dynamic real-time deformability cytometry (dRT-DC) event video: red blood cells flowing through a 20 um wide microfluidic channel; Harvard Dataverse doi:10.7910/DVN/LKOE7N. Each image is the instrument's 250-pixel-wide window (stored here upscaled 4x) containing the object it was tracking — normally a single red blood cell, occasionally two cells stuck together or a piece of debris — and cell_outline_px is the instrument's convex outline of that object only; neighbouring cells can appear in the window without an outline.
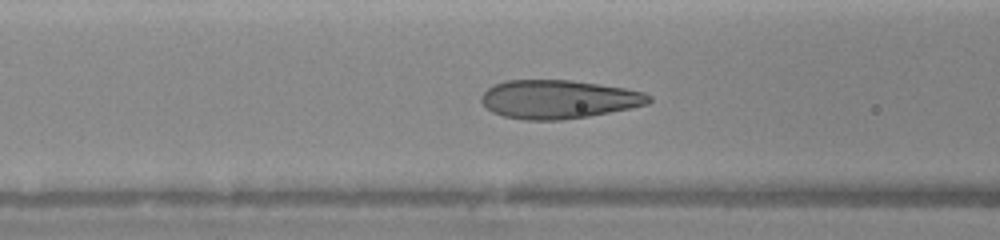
{"species": "human", "species_latin": "Homo sapiens", "temperature_condition": "warm", "stored_images_in_passage": 44, "camera_frame_rate_fps": 3000, "um_per_image_px": 0.085, "donor": {"sex": "female"}, "frame": {"image": 1, "passage_image": 30, "time_ms": 5.333, "image_size_px": [1000, 240], "cell_outline_px": [[652, 100], [648, 104], [632, 108], [588, 116], [560, 120], [524, 120], [504, 116], [492, 112], [480, 100], [480, 96], [488, 88], [504, 80], [572, 80], [624, 88], [644, 92], [652, 96]], "centroid_in_image_um": [47.49, 8.44], "position_along_channel_um": 119.1, "area_um2": 37.69}}
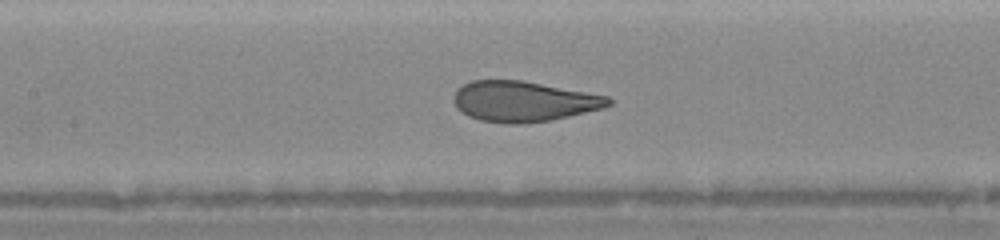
{"frame": {"image": 2, "passage_image": 36, "time_ms": 6.333, "image_size_px": [1000, 240], "cell_outline_px": [[612, 104], [604, 108], [552, 120], [520, 124], [508, 124], [480, 120], [468, 116], [456, 108], [452, 100], [456, 88], [472, 80], [524, 80], [608, 96], [612, 100]], "centroid_in_image_um": [44.48, 8.62], "position_along_channel_um": 162.9, "area_um2": 36.82}}
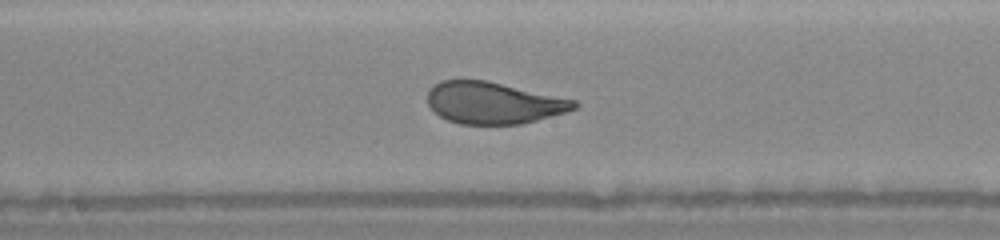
{"frame": {"image": 3, "passage_image": 41, "time_ms": 7.333, "image_size_px": [1000, 240], "cell_outline_px": [[580, 104], [576, 108], [564, 112], [536, 120], [520, 124], [460, 124], [448, 120], [440, 116], [428, 104], [428, 92], [432, 84], [440, 80], [488, 80], [576, 100]], "centroid_in_image_um": [41.93, 8.73], "position_along_channel_um": 206.3, "area_um2": 35.66}}